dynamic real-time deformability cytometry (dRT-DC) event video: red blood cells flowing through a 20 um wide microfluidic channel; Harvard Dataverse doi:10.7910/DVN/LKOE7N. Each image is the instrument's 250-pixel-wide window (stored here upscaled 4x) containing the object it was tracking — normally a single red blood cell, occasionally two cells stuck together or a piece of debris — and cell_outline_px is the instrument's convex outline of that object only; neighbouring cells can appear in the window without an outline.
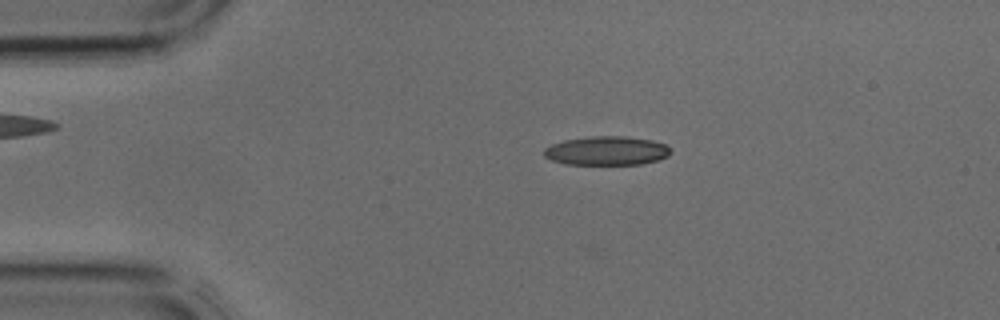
{"species": "common noctule bat (a hibernating species)", "species_latin": "Nyctalus noctula", "temperature_condition": "cold", "stored_images_in_passage": 1, "camera_frame_rate_fps": 3000, "um_per_image_px": 0.085, "animal": {"sex": "male", "body_mass_g": 17.9, "forearm_length_mm": 54.2}, "frame": {"image": 1, "passage_image": 1, "time_ms": 0.0, "image_size_px": [1000, 320], "cell_outline_px": [[672, 152], [668, 156], [660, 160], [640, 164], [564, 164], [552, 160], [544, 156], [544, 148], [552, 144], [564, 140], [592, 136], [624, 136], [652, 140], [664, 144]], "centroid_in_image_um": [51.57, 12.81], "position_along_channel_um": 33.4, "area_um2": 21.33}}